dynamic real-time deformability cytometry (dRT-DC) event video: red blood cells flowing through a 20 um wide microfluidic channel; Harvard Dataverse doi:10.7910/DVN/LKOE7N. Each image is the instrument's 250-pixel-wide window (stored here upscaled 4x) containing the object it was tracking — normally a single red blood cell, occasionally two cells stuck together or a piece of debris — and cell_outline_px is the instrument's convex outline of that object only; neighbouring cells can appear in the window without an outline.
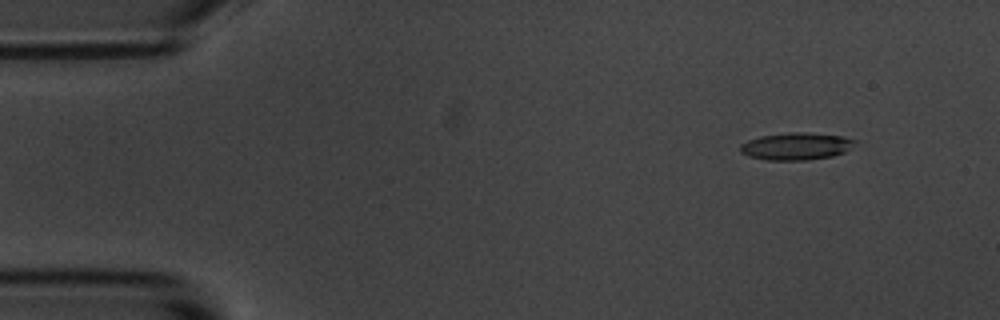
{"species": "common noctule bat (a hibernating species)", "species_latin": "Nyctalus noctula", "temperature_condition": "room temperature", "stored_images_in_passage": 4, "camera_frame_rate_fps": 3000, "um_per_image_px": 0.085, "animal": {"sex": "male", "body_mass_g": 20.1, "forearm_length_mm": 53.5}, "frame": {"image": 1, "passage_image": 1, "time_ms": 0.0, "image_size_px": [1000, 320], "cell_outline_px": [[860, 140], [844, 152], [832, 156], [808, 160], [764, 160], [748, 156], [740, 152], [740, 144], [748, 140], [760, 136], [788, 132], [808, 132], [844, 136]], "centroid_in_image_um": [67.69, 12.42], "position_along_channel_um": 17.3, "area_um2": 18.5}}